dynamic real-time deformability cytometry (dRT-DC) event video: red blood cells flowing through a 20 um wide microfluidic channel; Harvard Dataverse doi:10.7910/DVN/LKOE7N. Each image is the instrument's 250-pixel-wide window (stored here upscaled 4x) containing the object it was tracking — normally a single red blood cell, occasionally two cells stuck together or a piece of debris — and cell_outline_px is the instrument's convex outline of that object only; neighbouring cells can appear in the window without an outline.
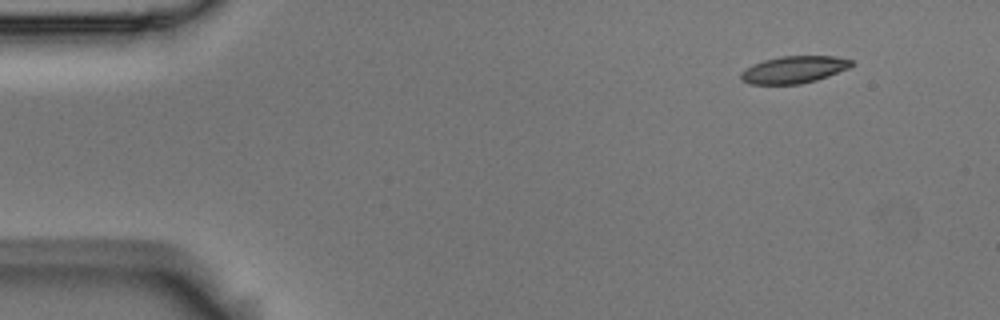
{"species": "Egyptian fruit bat (a non-hibernating species)", "species_latin": "Rousettus aegyptiacus", "temperature_condition": "room temperature", "stored_images_in_passage": 11, "camera_frame_rate_fps": 3000, "um_per_image_px": 0.085, "animal": {"sex": "male"}, "frame": {"image": 1, "passage_image": 1, "time_ms": 0.0, "image_size_px": [1000, 320], "cell_outline_px": [[856, 64], [848, 68], [828, 76], [816, 80], [800, 84], [752, 84], [740, 80], [740, 72], [744, 68], [752, 64], [764, 60], [780, 56], [836, 56], [852, 60]], "centroid_in_image_um": [67.47, 5.91], "position_along_channel_um": 17.5, "area_um2": 17.63}}
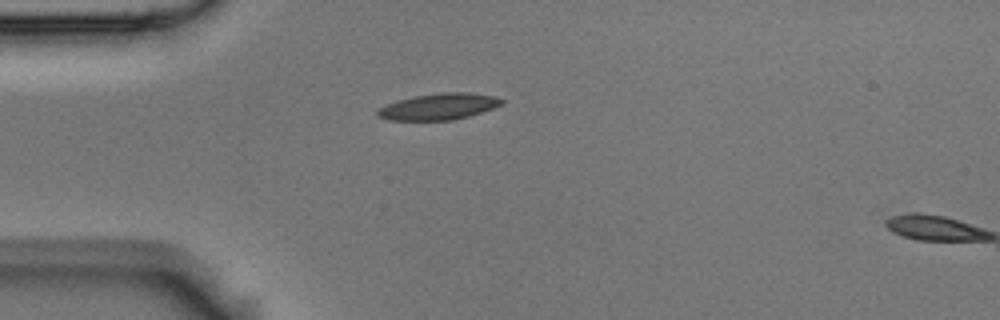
{"frame": {"image": 2, "passage_image": 10, "time_ms": 3.0, "image_size_px": [1000, 320], "cell_outline_px": [[504, 100], [500, 104], [492, 108], [468, 116], [452, 120], [388, 120], [376, 116], [376, 112], [380, 108], [396, 100], [416, 96], [440, 92], [468, 92], [496, 96]], "centroid_in_image_um": [37.27, 9.05], "position_along_channel_um": 47.7, "area_um2": 18.9}}